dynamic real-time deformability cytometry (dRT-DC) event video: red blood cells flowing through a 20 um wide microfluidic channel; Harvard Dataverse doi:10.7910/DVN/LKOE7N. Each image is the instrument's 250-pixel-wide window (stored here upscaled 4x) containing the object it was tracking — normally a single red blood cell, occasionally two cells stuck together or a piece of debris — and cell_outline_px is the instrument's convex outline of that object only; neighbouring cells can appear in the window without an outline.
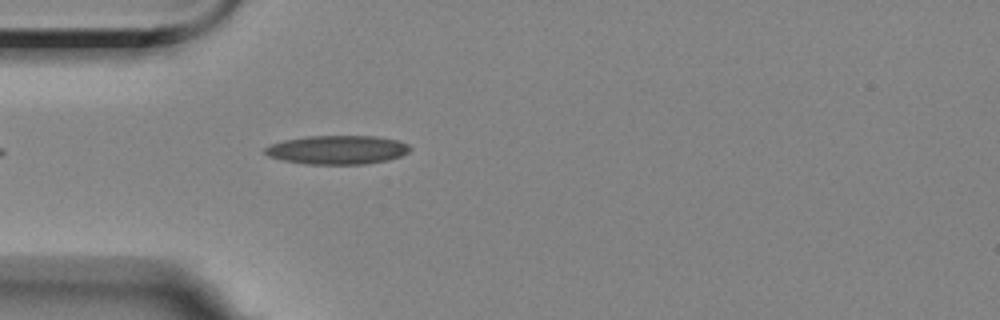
{"species": "Egyptian fruit bat (a non-hibernating species)", "species_latin": "Rousettus aegyptiacus", "temperature_condition": "room temperature", "stored_images_in_passage": 2, "camera_frame_rate_fps": 3000, "um_per_image_px": 0.085, "animal": {"sex": "female"}, "frame": {"image": 1, "passage_image": 2, "time_ms": 1.0, "image_size_px": [1000, 320], "cell_outline_px": [[412, 148], [408, 152], [400, 156], [388, 160], [364, 164], [308, 164], [284, 160], [268, 156], [264, 152], [264, 148], [272, 144], [284, 140], [308, 136], [376, 136], [396, 140], [408, 144]], "centroid_in_image_um": [28.69, 12.73], "position_along_channel_um": 56.3, "area_um2": 24.22}}